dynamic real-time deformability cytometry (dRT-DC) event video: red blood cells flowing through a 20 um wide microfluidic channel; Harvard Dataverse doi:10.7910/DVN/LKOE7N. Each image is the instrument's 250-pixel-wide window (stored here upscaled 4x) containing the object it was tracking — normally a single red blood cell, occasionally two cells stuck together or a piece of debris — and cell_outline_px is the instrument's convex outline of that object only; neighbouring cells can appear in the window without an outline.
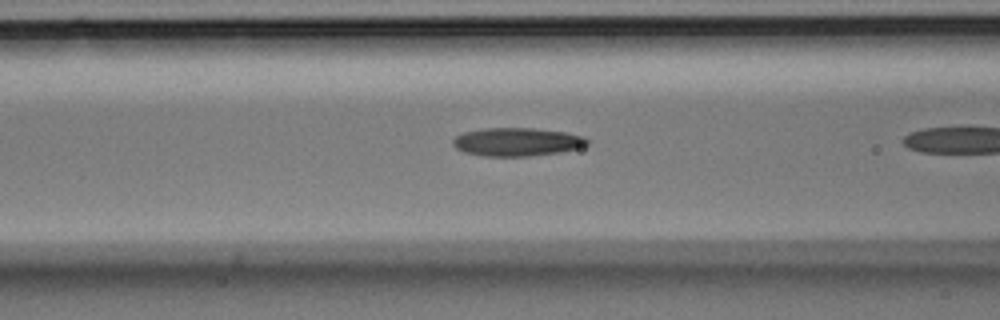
{"species": "Egyptian fruit bat (a non-hibernating species)", "species_latin": "Rousettus aegyptiacus", "temperature_condition": "room temperature", "stored_images_in_passage": 7, "camera_frame_rate_fps": 3000, "um_per_image_px": 0.085, "animal": {"sex": "male"}, "frame": {"image": 1, "passage_image": 6, "time_ms": 1.667, "image_size_px": [1000, 320], "cell_outline_px": [[588, 144], [580, 148], [560, 152], [528, 156], [480, 156], [464, 152], [456, 148], [452, 144], [452, 140], [456, 136], [464, 132], [484, 128], [532, 128], [564, 132], [584, 136], [588, 140]], "centroid_in_image_um": [43.93, 12.06], "position_along_channel_um": 122.7, "area_um2": 22.2}}